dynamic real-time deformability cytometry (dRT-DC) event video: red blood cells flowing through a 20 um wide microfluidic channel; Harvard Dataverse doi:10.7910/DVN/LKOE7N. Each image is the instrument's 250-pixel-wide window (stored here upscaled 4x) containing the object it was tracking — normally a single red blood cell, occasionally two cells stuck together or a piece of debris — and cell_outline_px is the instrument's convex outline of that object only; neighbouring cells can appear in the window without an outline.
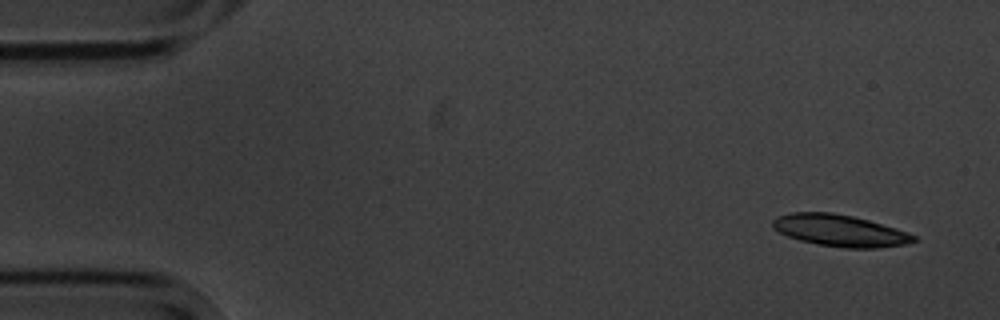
{"species": "common noctule bat (a hibernating species)", "species_latin": "Nyctalus noctula", "temperature_condition": "cold", "stored_images_in_passage": 8, "segment_of_instrument_passage": [1, 2], "camera_frame_rate_fps": 3000, "um_per_image_px": 0.085, "animal": {"sex": "male", "body_mass_g": 20.1, "forearm_length_mm": 53.5}, "frame": {"image": 1, "passage_image": 1, "time_ms": 0.0, "image_size_px": [1000, 320], "cell_outline_px": [[920, 240], [908, 244], [880, 248], [844, 248], [816, 244], [800, 240], [788, 236], [772, 228], [772, 220], [776, 216], [792, 212], [832, 212], [852, 216], [868, 220], [896, 228], [916, 236]], "centroid_in_image_um": [71.4, 19.6], "position_along_channel_um": 13.6, "area_um2": 26.3}}